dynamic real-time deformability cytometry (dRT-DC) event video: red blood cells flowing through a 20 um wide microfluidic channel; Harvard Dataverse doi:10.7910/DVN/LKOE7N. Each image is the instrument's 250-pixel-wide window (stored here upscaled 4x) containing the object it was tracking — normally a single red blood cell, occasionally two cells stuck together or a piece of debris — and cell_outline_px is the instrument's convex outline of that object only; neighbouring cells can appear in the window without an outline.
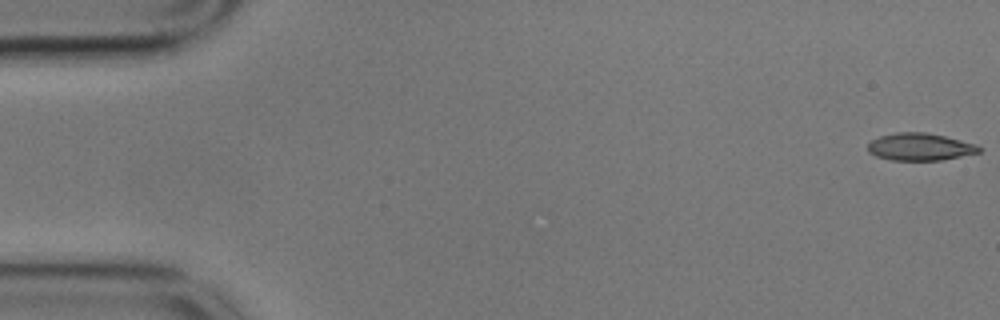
{"species": "common noctule bat (a hibernating species)", "species_latin": "Nyctalus noctula", "temperature_condition": "cold", "stored_images_in_passage": 46, "camera_frame_rate_fps": 3000, "um_per_image_px": 0.085, "animal": {"sex": "male", "body_mass_g": 17.9}, "frame": {"image": 1, "passage_image": 1, "time_ms": 0.0, "image_size_px": [1000, 320], "cell_outline_px": [[980, 152], [940, 160], [892, 160], [876, 156], [868, 152], [868, 144], [872, 140], [880, 136], [896, 132], [924, 132], [944, 136], [976, 144], [980, 148]], "centroid_in_image_um": [78.17, 12.48], "position_along_channel_um": 6.8, "area_um2": 17.51}}
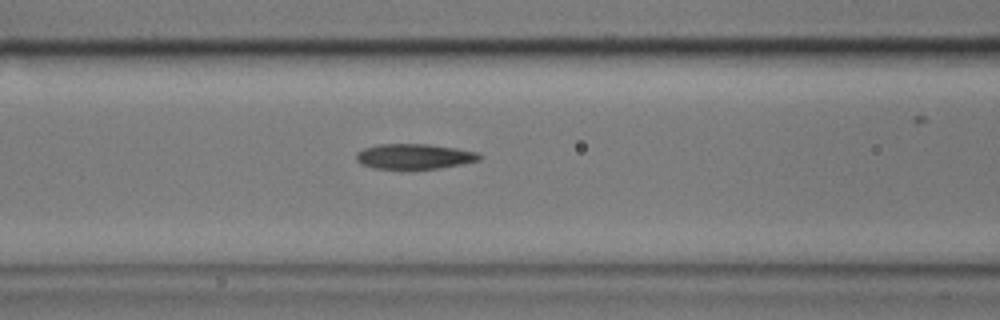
{"frame": {"image": 2, "passage_image": 23, "time_ms": 7.333, "image_size_px": [1000, 320], "cell_outline_px": [[484, 156], [480, 160], [440, 168], [372, 168], [360, 164], [356, 160], [356, 152], [364, 148], [376, 144], [428, 144], [456, 148], [476, 152]], "centroid_in_image_um": [35.19, 13.28], "position_along_channel_um": 131.4, "area_um2": 18.03}}
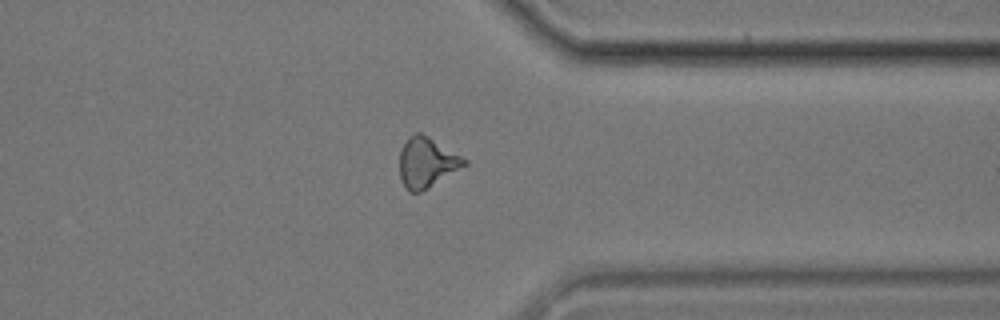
{"frame": {"image": 3, "passage_image": 44, "time_ms": 14.333, "image_size_px": [1000, 320], "cell_outline_px": [[468, 164], [420, 192], [408, 192], [404, 188], [400, 176], [400, 148], [408, 136], [416, 132], [420, 132], [428, 136], [468, 160]], "centroid_in_image_um": [36.25, 13.8], "position_along_channel_um": 375.2, "area_um2": 18.84}}